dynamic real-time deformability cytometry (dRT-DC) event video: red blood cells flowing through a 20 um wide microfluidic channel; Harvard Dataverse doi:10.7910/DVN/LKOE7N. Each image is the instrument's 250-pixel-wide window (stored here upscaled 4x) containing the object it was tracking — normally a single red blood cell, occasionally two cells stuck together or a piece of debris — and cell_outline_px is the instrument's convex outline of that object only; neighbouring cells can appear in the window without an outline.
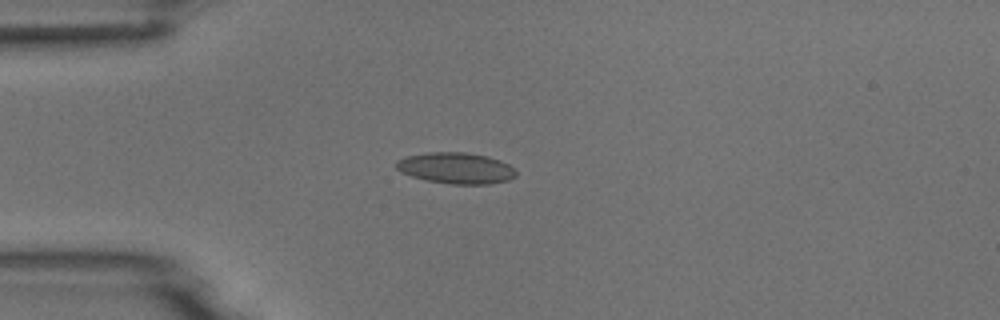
{"species": "common noctule bat (a hibernating species)", "species_latin": "Nyctalus noctula", "temperature_condition": "room temperature", "stored_images_in_passage": 4, "camera_frame_rate_fps": 3000, "um_per_image_px": 0.085, "animal": {"sex": "male", "body_mass_g": 18.8}, "frame": {"image": 1, "passage_image": 1, "time_ms": 0.0, "image_size_px": [1000, 320], "cell_outline_px": [[516, 176], [508, 180], [488, 184], [452, 184], [428, 180], [412, 176], [400, 172], [396, 168], [396, 160], [404, 156], [428, 152], [464, 152], [488, 156], [500, 160], [516, 168]], "centroid_in_image_um": [38.76, 14.28], "position_along_channel_um": 46.2, "area_um2": 21.85}}